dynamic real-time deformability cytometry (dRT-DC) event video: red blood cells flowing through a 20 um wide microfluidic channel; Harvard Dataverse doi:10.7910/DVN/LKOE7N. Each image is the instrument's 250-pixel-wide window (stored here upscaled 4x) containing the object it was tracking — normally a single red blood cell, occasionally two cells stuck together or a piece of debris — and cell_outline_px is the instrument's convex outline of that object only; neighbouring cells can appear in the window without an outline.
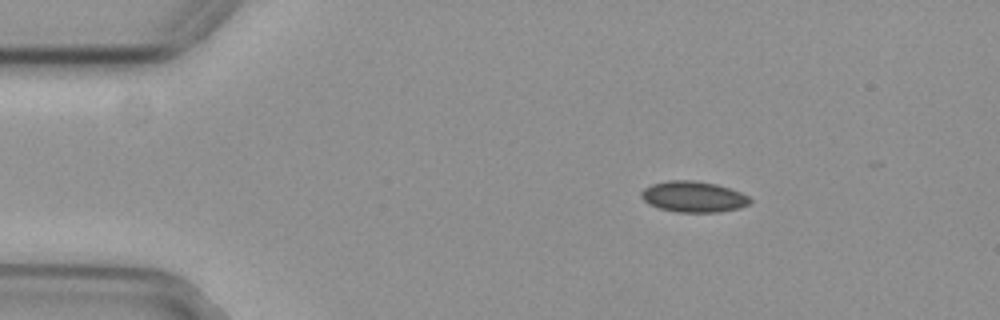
{"species": "common noctule bat (a hibernating species)", "species_latin": "Nyctalus noctula", "temperature_condition": "cold", "stored_images_in_passage": 44, "camera_frame_rate_fps": 3000, "um_per_image_px": 0.085, "animal": {"sex": "female", "body_mass_g": 29.2, "forearm_length_mm": 56.3}, "frame": {"image": 1, "passage_image": 1, "time_ms": 0.0, "image_size_px": [1000, 320], "cell_outline_px": [[752, 200], [748, 204], [740, 208], [716, 212], [680, 212], [660, 208], [648, 204], [640, 196], [640, 192], [644, 188], [652, 184], [668, 180], [692, 180], [716, 184], [740, 192], [748, 196]], "centroid_in_image_um": [58.92, 16.72], "position_along_channel_um": 26.1, "area_um2": 19.48}}
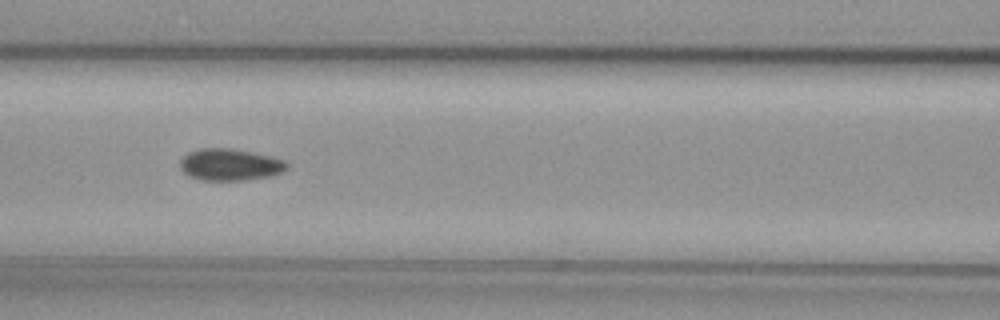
{"frame": {"image": 2, "passage_image": 16, "time_ms": 5.0, "image_size_px": [1000, 320], "cell_outline_px": [[288, 168], [280, 172], [268, 176], [244, 180], [200, 180], [184, 172], [180, 168], [180, 160], [188, 152], [200, 148], [228, 148], [252, 152], [284, 160], [288, 164]], "centroid_in_image_um": [19.52, 13.99], "position_along_channel_um": 147.1, "area_um2": 19.54}}
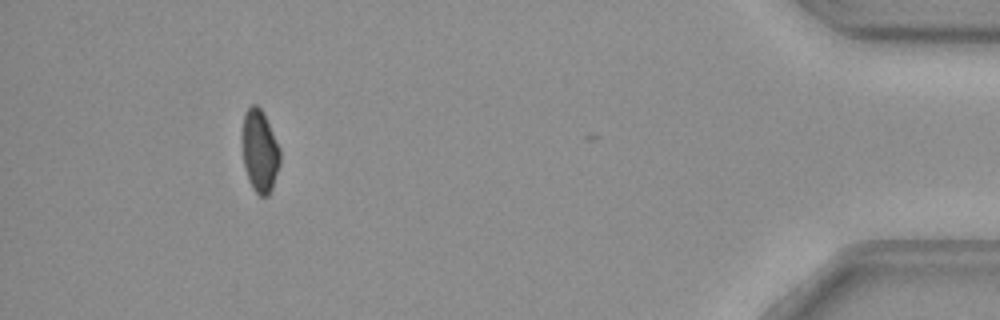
{"frame": {"image": 3, "passage_image": 43, "time_ms": 14.0, "image_size_px": [1000, 320], "cell_outline_px": [[280, 164], [272, 188], [268, 196], [260, 196], [252, 188], [248, 180], [244, 164], [240, 144], [240, 140], [244, 112], [252, 104], [256, 104], [264, 112], [280, 148]], "centroid_in_image_um": [22.05, 12.8], "position_along_channel_um": 413.2, "area_um2": 18.73}, "authors_computed_cell_mechanics": {"area_um2": 19.652, "velocity_mm_per_s": 3.7099, "shape_relaxation_time_tau1_ms": 9.9488, "shape_relaxation_time_tau2_ms": null, "deformation_change_tau1": 0.1253, "deformation_change_tau2": null}}